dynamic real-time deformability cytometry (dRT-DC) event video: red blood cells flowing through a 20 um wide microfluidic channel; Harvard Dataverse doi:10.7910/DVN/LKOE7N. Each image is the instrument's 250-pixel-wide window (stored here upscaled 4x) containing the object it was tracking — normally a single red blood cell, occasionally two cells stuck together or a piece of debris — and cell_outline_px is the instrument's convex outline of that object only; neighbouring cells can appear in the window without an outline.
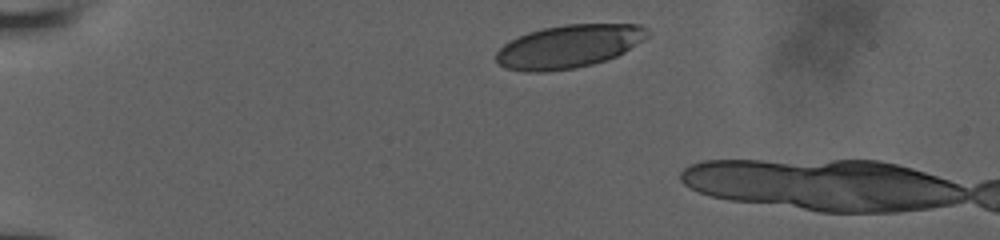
{"species": "human", "species_latin": "Homo sapiens", "temperature_condition": "room temperature", "stored_images_in_passage": 4, "camera_frame_rate_fps": 3000, "um_per_image_px": 0.085, "donor": {"sex": "male"}, "frame": {"image": 1, "passage_image": 1, "time_ms": 0.0, "image_size_px": [1000, 240], "cell_outline_px": [[648, 36], [624, 52], [616, 56], [592, 64], [576, 68], [544, 72], [524, 72], [504, 68], [496, 64], [496, 52], [504, 44], [528, 32], [544, 28], [564, 24], [640, 24], [648, 28]], "centroid_in_image_um": [48.32, 3.95], "position_along_channel_um": 36.7, "area_um2": 38.03}}